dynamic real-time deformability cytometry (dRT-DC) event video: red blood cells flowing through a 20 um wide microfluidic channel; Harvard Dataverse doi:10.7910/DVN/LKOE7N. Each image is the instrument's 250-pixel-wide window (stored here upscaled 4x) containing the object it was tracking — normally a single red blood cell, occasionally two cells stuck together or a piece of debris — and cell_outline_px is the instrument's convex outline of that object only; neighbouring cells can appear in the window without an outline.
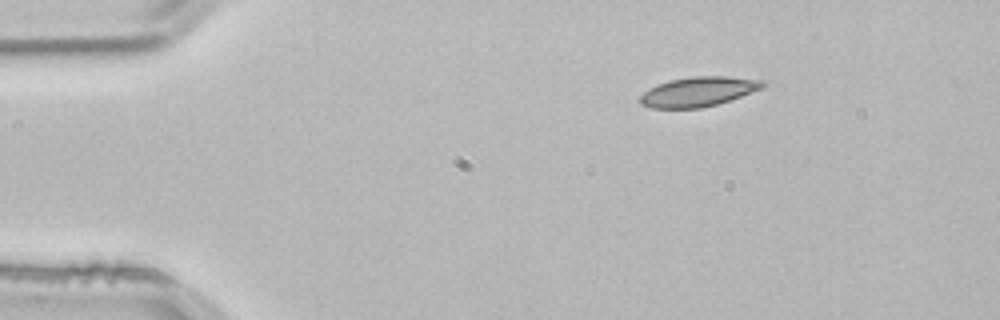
{"species": "common noctule bat (a hibernating species)", "species_latin": "Nyctalus noctula", "temperature_condition": "room temperature", "stored_images_in_passage": 46, "camera_frame_rate_fps": 3000, "um_per_image_px": 0.085, "animal": {"sex": "male", "body_mass_g": 21.5, "forearm_length_mm": 52.0}, "frame": {"image": 1, "passage_image": 1, "time_ms": 0.0, "image_size_px": [1000, 320], "cell_outline_px": [[768, 84], [764, 88], [716, 104], [700, 108], [652, 108], [640, 104], [640, 96], [648, 88], [656, 84], [672, 80], [692, 76], [724, 76], [764, 80]], "centroid_in_image_um": [59.36, 7.78], "position_along_channel_um": 25.6, "area_um2": 21.15}}
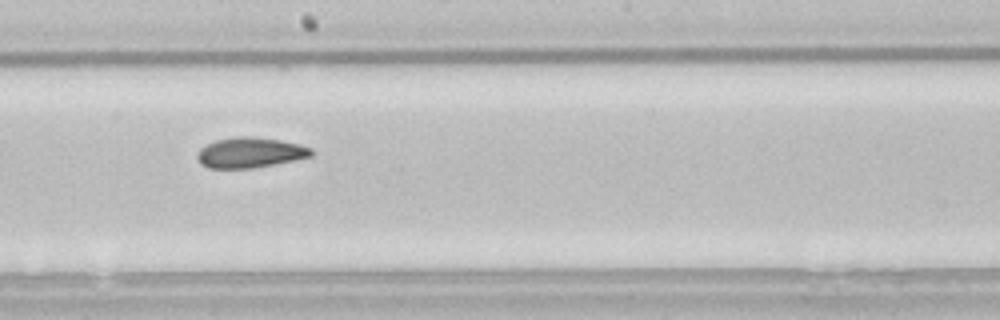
{"frame": {"image": 2, "passage_image": 22, "time_ms": 7.0, "image_size_px": [1000, 320], "cell_outline_px": [[312, 156], [252, 168], [208, 168], [200, 164], [196, 156], [200, 148], [216, 140], [236, 136], [252, 136], [280, 140], [300, 144], [312, 148]], "centroid_in_image_um": [21.23, 12.96], "position_along_channel_um": 227.0, "area_um2": 20.06}}
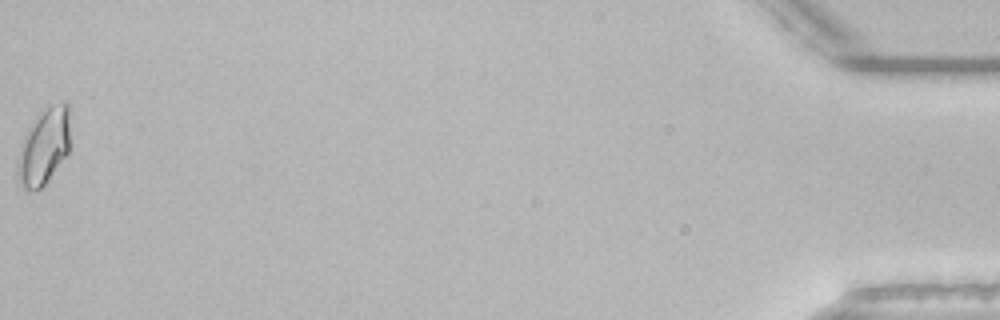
{"frame": {"image": 3, "passage_image": 46, "time_ms": 15.0, "image_size_px": [1000, 320], "cell_outline_px": [[68, 152], [48, 180], [40, 188], [32, 192], [28, 192], [20, 184], [16, 176], [16, 160], [24, 136], [28, 128], [44, 104], [64, 100], [68, 104]], "centroid_in_image_um": [3.69, 12.42], "position_along_channel_um": 431.5, "area_um2": 23.76}, "authors_computed_cell_mechanics": {"area_um2": 20.2878, "velocity_mm_per_s": 3.833, "shape_relaxation_time_tau1_ms": null, "shape_relaxation_time_tau2_ms": 2.3953, "deformation_change_tau1": null, "deformation_change_tau2": 0.0748}}